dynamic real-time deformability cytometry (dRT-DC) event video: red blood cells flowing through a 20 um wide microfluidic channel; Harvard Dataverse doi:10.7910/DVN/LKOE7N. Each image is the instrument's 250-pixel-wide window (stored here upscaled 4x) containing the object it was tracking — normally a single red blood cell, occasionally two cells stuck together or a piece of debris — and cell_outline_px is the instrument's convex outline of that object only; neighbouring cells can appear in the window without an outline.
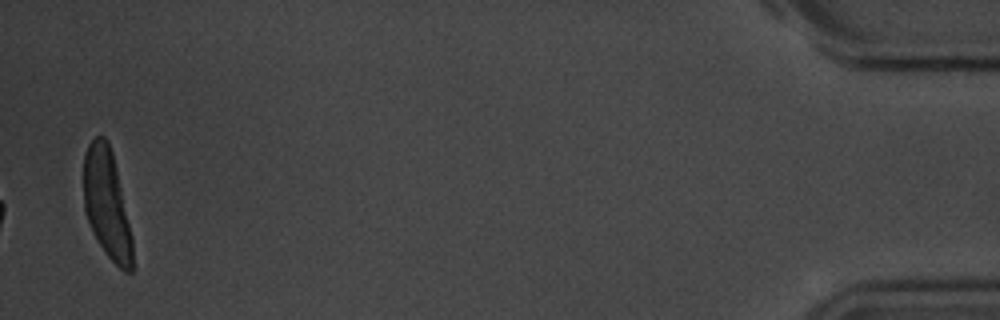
{"species": "common noctule bat (a hibernating species)", "species_latin": "Nyctalus noctula", "temperature_condition": "room temperature", "stored_images_in_passage": 42, "camera_frame_rate_fps": 3000, "um_per_image_px": 0.085, "animal": {"sex": "male", "body_mass_g": 20.1, "forearm_length_mm": 53.5}, "frame": {"image": 1, "passage_image": 42, "time_ms": 13.667, "image_size_px": [1000, 320], "cell_outline_px": [[132, 272], [124, 272], [104, 252], [92, 232], [84, 208], [84, 156], [88, 144], [96, 136], [104, 136], [108, 140], [112, 152], [116, 168], [132, 236]], "centroid_in_image_um": [9.07, 17.33], "position_along_channel_um": 426.1, "area_um2": 30.81}, "authors_computed_cell_mechanics": {"area_um2": 17.051, "velocity_mm_per_s": 3.5762, "shape_relaxation_time_tau1_ms": 2.4574, "shape_relaxation_time_tau2_ms": 2.572, "deformation_change_tau1": 0.0973, "deformation_change_tau2": 0.0679}}